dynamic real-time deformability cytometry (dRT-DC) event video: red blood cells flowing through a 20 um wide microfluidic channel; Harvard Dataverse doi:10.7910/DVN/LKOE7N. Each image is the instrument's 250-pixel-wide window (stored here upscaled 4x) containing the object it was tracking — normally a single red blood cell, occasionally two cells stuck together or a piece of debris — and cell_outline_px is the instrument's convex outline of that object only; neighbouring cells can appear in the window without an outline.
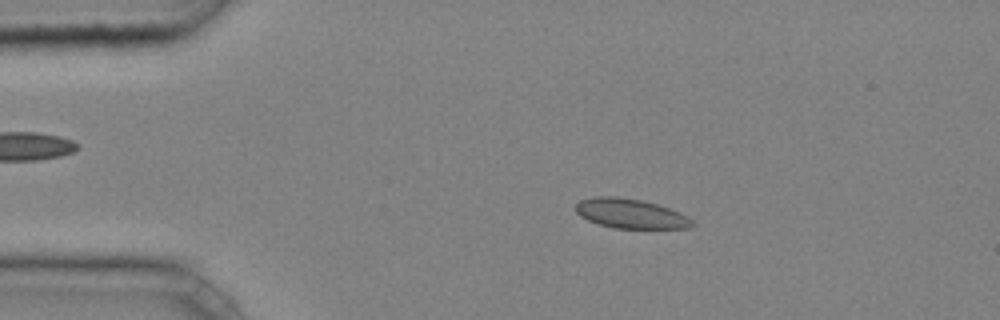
{"species": "common noctule bat (a hibernating species)", "species_latin": "Nyctalus noctula", "temperature_condition": "cold", "stored_images_in_passage": 44, "camera_frame_rate_fps": 3000, "um_per_image_px": 0.085, "animal": {"sex": "male", "body_mass_g": 20.4}, "frame": {"image": 1, "passage_image": 8, "time_ms": 2.333, "image_size_px": [1000, 320], "cell_outline_px": [[696, 224], [688, 228], [616, 228], [600, 224], [588, 220], [580, 216], [576, 212], [576, 204], [580, 200], [596, 196], [616, 196], [640, 200], [656, 204], [680, 212], [688, 216]], "centroid_in_image_um": [53.6, 18.15], "position_along_channel_um": 31.4, "area_um2": 19.94}}
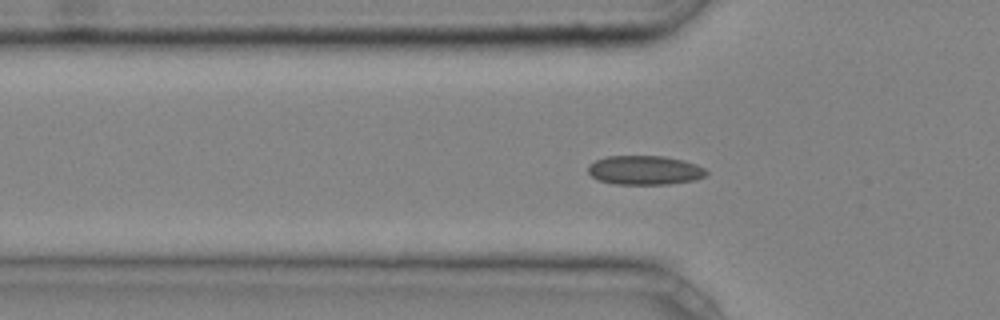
{"frame": {"image": 2, "passage_image": 14, "time_ms": 4.333, "image_size_px": [1000, 320], "cell_outline_px": [[708, 172], [704, 176], [696, 180], [668, 184], [616, 184], [596, 180], [588, 172], [588, 168], [596, 160], [608, 156], [664, 156], [684, 160], [696, 164], [704, 168]], "centroid_in_image_um": [54.82, 14.47], "position_along_channel_um": 71.0, "area_um2": 20.06}}
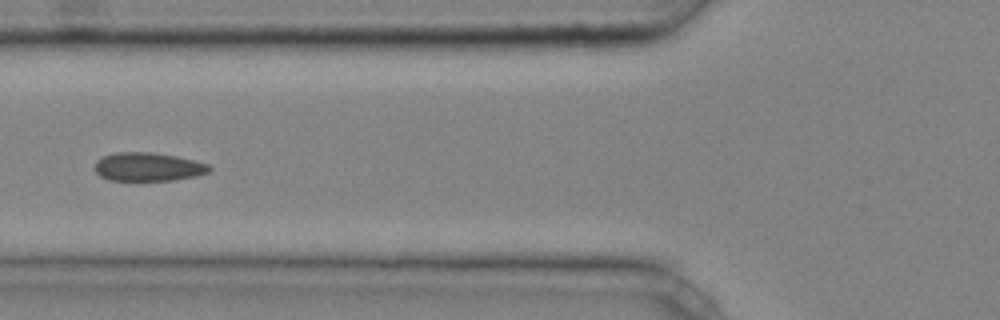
{"frame": {"image": 3, "passage_image": 17, "time_ms": 5.333, "image_size_px": [1000, 320], "cell_outline_px": [[212, 168], [208, 172], [196, 176], [176, 180], [108, 180], [100, 176], [96, 172], [96, 160], [100, 156], [116, 152], [152, 152], [176, 156], [208, 164]], "centroid_in_image_um": [12.56, 14.18], "position_along_channel_um": 113.2, "area_um2": 19.07}, "authors_computed_cell_mechanics": {"area_um2": 19.4786, "velocity_mm_per_s": 4.2352, "shape_relaxation_time_tau1_ms": null, "shape_relaxation_time_tau2_ms": 1.176, "deformation_change_tau1": null, "deformation_change_tau2": 0.0466}}